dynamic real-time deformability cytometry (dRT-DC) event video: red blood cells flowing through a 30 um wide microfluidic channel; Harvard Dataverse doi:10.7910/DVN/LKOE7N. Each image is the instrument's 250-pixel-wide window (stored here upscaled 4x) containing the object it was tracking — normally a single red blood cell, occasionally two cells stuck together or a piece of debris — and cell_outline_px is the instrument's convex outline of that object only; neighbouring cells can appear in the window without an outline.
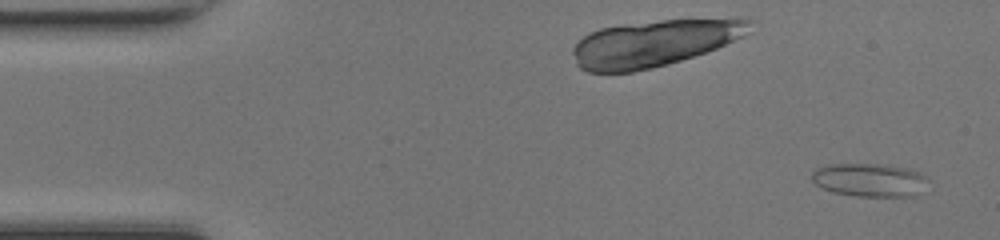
{"species": "common noctule bat (a hibernating species)", "species_latin": "Nyctalus noctula", "temperature_condition": "room temperature", "stored_images_in_passage": 49, "camera_frame_rate_fps": 3000, "um_per_image_px": 0.085, "animal": {"sex": "female", "body_mass_g": 17.0, "forearm_length_mm": 48.0}, "frame": {"image": 1, "passage_image": 3, "time_ms": 0.667, "image_size_px": [1000, 240], "cell_outline_px": [[928, 180], [912, 196], [856, 196], [832, 192], [816, 184], [812, 180], [812, 172], [816, 168], [828, 164], [888, 164], [908, 168], [920, 172], [928, 176]], "centroid_in_image_um": [73.89, 15.27], "position_along_channel_um": 11.1, "area_um2": 22.48}}
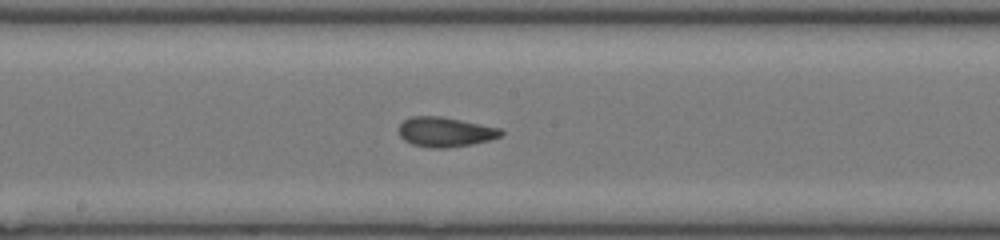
{"frame": {"image": 2, "passage_image": 26, "time_ms": 8.333, "image_size_px": [1000, 240], "cell_outline_px": [[504, 132], [500, 136], [488, 140], [472, 144], [448, 148], [432, 148], [412, 144], [404, 140], [400, 136], [400, 124], [404, 120], [412, 116], [440, 116], [500, 128]], "centroid_in_image_um": [37.83, 11.22], "position_along_channel_um": 210.4, "area_um2": 17.51}}
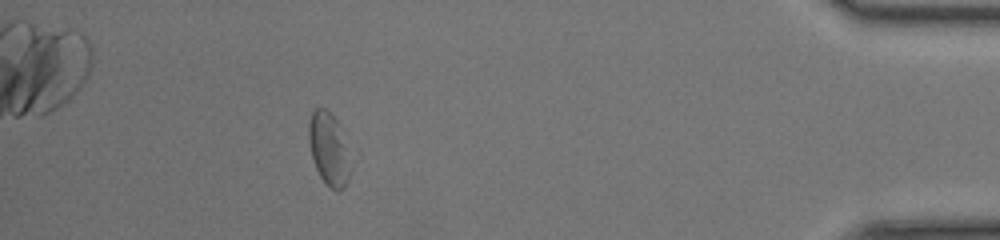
{"frame": {"image": 3, "passage_image": 44, "time_ms": 14.333, "image_size_px": [1000, 240], "cell_outline_px": [[352, 168], [348, 180], [344, 188], [332, 188], [320, 176], [316, 168], [312, 156], [308, 140], [308, 124], [312, 112], [316, 108], [324, 108], [336, 120]], "centroid_in_image_um": [27.92, 12.67], "position_along_channel_um": 407.3, "area_um2": 16.99}, "authors_computed_cell_mechanics": {"area_um2": 18.0336, "velocity_mm_per_s": 4.249, "shape_relaxation_time_tau1_ms": null, "shape_relaxation_time_tau2_ms": 1.4124, "deformation_change_tau1": null, "deformation_change_tau2": 0.0608}}